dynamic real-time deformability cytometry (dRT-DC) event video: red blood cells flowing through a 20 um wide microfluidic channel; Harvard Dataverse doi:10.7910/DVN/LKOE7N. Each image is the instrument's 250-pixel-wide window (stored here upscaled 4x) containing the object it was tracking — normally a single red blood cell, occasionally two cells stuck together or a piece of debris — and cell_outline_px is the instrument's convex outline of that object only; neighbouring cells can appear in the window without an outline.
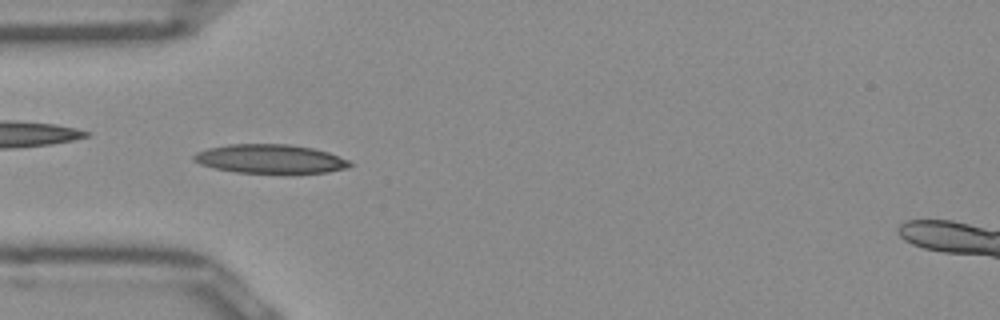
{"species": "Egyptian fruit bat (a non-hibernating species)", "species_latin": "Rousettus aegyptiacus", "temperature_condition": "room temperature", "stored_images_in_passage": 41, "camera_frame_rate_fps": 3000, "um_per_image_px": 0.085, "frame": {"image": 1, "passage_image": 5, "time_ms": 1.333, "image_size_px": [1000, 320], "cell_outline_px": [[352, 164], [348, 168], [328, 172], [288, 176], [236, 172], [216, 168], [200, 164], [192, 160], [192, 156], [196, 152], [208, 148], [228, 144], [288, 144], [312, 148], [328, 152], [348, 160]], "centroid_in_image_um": [22.99, 13.55], "position_along_channel_um": 62.0, "area_um2": 27.28}}
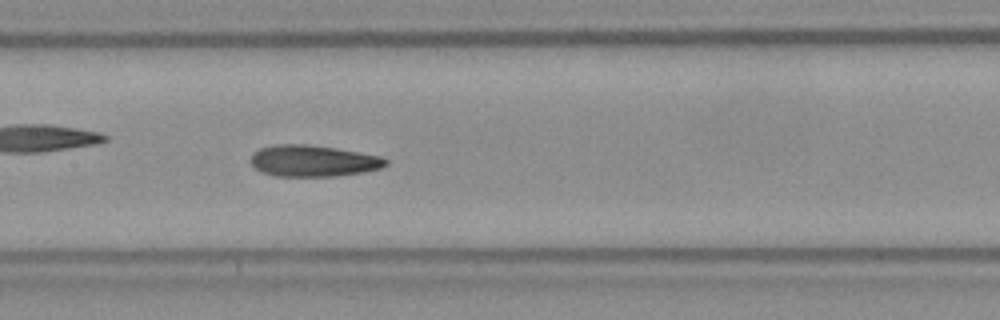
{"frame": {"image": 2, "passage_image": 14, "time_ms": 4.333, "image_size_px": [1000, 320], "cell_outline_px": [[388, 164], [380, 168], [360, 172], [336, 176], [276, 176], [260, 172], [248, 160], [252, 152], [260, 148], [276, 144], [304, 144], [336, 148], [380, 156], [388, 160]], "centroid_in_image_um": [26.56, 13.67], "position_along_channel_um": 180.8, "area_um2": 24.74}}
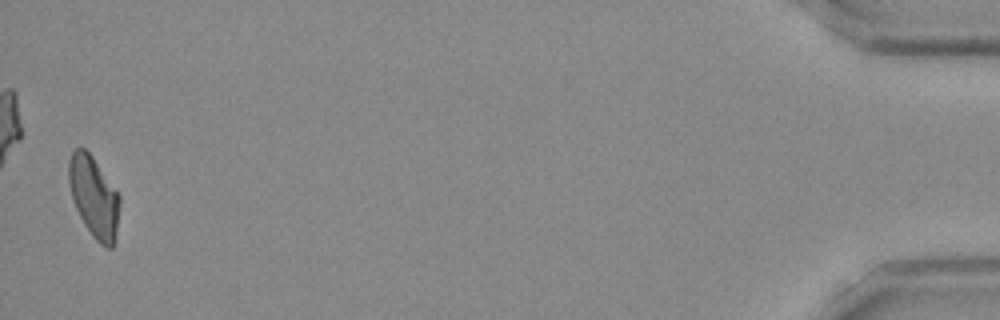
{"frame": {"image": 3, "passage_image": 40, "time_ms": 13.0, "image_size_px": [1000, 320], "cell_outline_px": [[120, 204], [116, 240], [112, 248], [108, 248], [100, 244], [92, 236], [84, 224], [72, 200], [68, 180], [68, 160], [72, 152], [76, 148], [84, 148], [92, 156], [120, 196]], "centroid_in_image_um": [7.98, 16.76], "position_along_channel_um": 427.2, "area_um2": 24.1}, "authors_computed_cell_mechanics": {"area_um2": 24.3338, "velocity_mm_per_s": 3.9586, "shape_relaxation_time_tau1_ms": 8.3612, "shape_relaxation_time_tau2_ms": 3.8278, "deformation_change_tau1": 0.2026, "deformation_change_tau2": 0.1223}}